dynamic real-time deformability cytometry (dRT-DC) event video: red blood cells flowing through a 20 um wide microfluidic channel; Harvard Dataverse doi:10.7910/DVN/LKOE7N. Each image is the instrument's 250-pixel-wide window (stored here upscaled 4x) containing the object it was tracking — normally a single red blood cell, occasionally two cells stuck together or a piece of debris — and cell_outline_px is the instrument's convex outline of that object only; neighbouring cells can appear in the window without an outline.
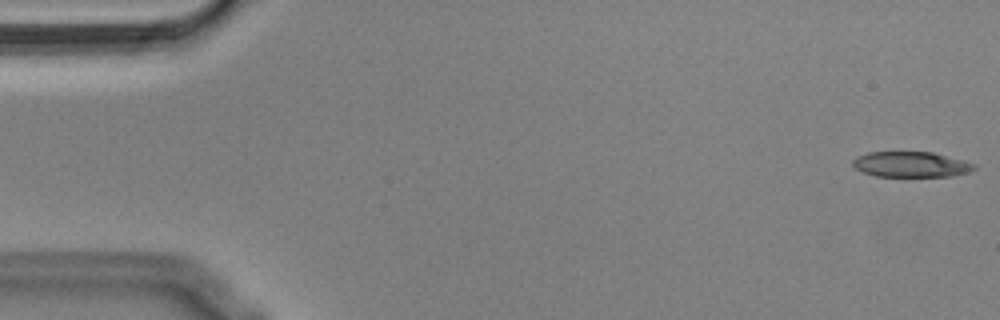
{"species": "Egyptian fruit bat (a non-hibernating species)", "species_latin": "Rousettus aegyptiacus", "temperature_condition": "cold", "stored_images_in_passage": 55, "segment_of_instrument_passage": [1, 2], "camera_frame_rate_fps": 3000, "um_per_image_px": 0.085, "animal": {"sex": "male"}, "frame": {"image": 1, "passage_image": 1, "time_ms": 0.0, "image_size_px": [1000, 320], "cell_outline_px": [[976, 168], [968, 172], [952, 176], [876, 176], [864, 172], [856, 168], [852, 164], [852, 160], [856, 156], [868, 152], [932, 152], [976, 164]], "centroid_in_image_um": [77.42, 13.97], "position_along_channel_um": 7.6, "area_um2": 17.86}}
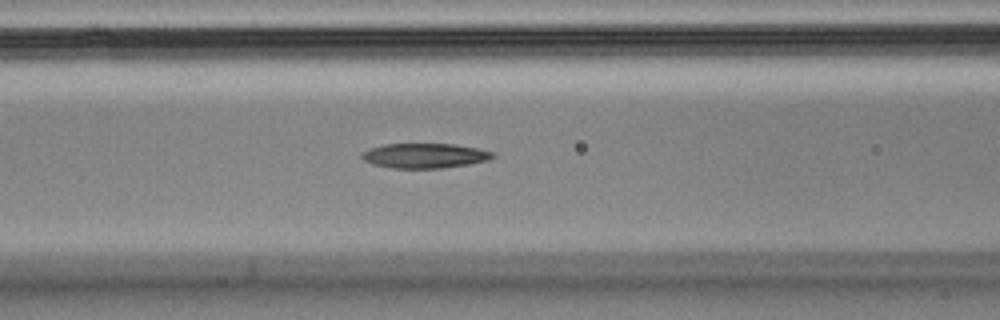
{"frame": {"image": 2, "passage_image": 22, "time_ms": 7.0, "image_size_px": [1000, 320], "cell_outline_px": [[496, 156], [488, 160], [468, 164], [440, 168], [392, 168], [372, 164], [364, 160], [360, 156], [364, 152], [372, 148], [384, 144], [452, 144], [476, 148], [496, 152]], "centroid_in_image_um": [36.13, 13.23], "position_along_channel_um": 130.5, "area_um2": 18.79}}
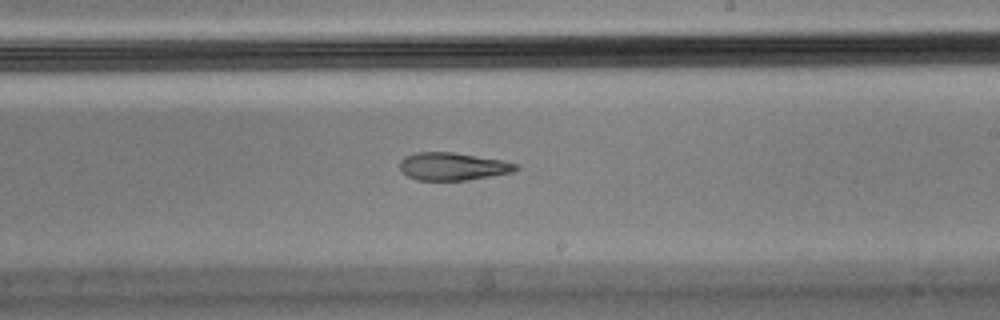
{"frame": {"image": 3, "passage_image": 32, "time_ms": 10.333, "image_size_px": [1000, 320], "cell_outline_px": [[520, 168], [512, 172], [468, 180], [416, 180], [408, 176], [400, 168], [400, 160], [404, 156], [416, 152], [452, 152], [500, 160], [520, 164]], "centroid_in_image_um": [38.48, 14.14], "position_along_channel_um": 250.5, "area_um2": 18.67}}